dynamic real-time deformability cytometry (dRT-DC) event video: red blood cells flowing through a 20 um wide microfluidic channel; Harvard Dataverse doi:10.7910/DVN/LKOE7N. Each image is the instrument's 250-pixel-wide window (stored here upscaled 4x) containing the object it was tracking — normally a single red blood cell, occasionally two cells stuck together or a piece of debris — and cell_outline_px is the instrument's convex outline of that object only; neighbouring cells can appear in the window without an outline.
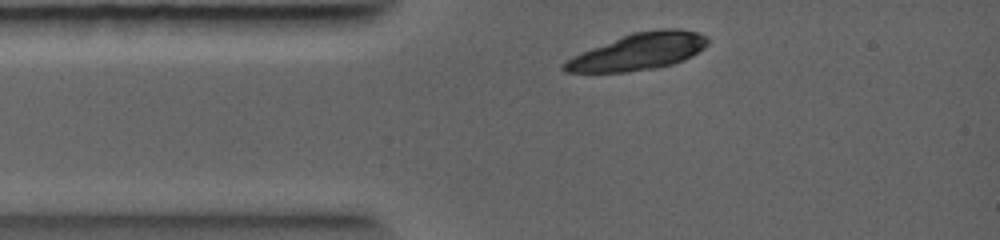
{"species": "common noctule bat (a hibernating species)", "species_latin": "Nyctalus noctula", "temperature_condition": "warm", "stored_images_in_passage": 1, "camera_frame_rate_fps": 5000, "um_per_image_px": 0.085, "animal": {"sex": "female", "body_mass_g": 19.0, "forearm_length_mm": 56.7}, "frame": {"image": 1, "passage_image": 1, "time_ms": 0.0, "image_size_px": [1000, 240], "cell_outline_px": [[708, 44], [704, 48], [692, 56], [684, 60], [672, 64], [656, 68], [624, 72], [564, 72], [560, 68], [560, 64], [572, 56], [632, 32], [660, 28], [680, 28], [700, 32], [708, 36]], "centroid_in_image_um": [54.3, 4.38], "position_along_channel_um": 30.7, "area_um2": 30.92}}